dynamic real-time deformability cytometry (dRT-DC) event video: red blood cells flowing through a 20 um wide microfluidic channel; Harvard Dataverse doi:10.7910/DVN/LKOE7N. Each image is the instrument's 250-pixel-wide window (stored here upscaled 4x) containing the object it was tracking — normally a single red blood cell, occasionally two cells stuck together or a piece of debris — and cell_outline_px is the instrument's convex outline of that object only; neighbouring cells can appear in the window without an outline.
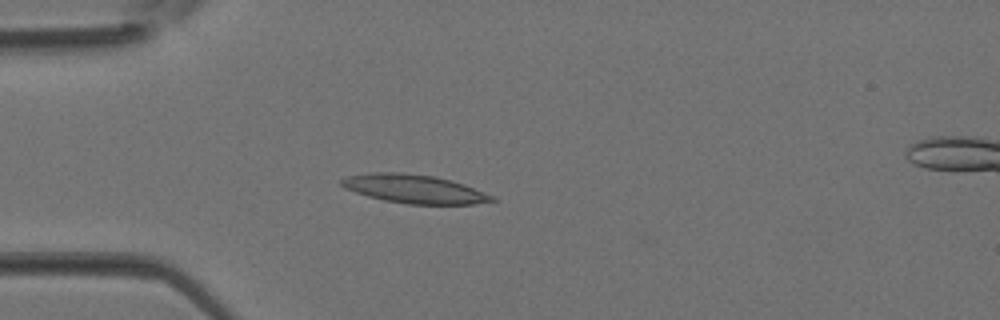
{"species": "Egyptian fruit bat (a non-hibernating species)", "species_latin": "Rousettus aegyptiacus", "temperature_condition": "room temperature", "stored_images_in_passage": 2, "camera_frame_rate_fps": 3000, "um_per_image_px": 0.085, "animal": {"sex": "female"}, "frame": {"image": 1, "passage_image": 2, "time_ms": 0.333, "image_size_px": [1000, 320], "cell_outline_px": [[496, 200], [472, 204], [408, 204], [384, 200], [368, 196], [344, 188], [340, 184], [340, 180], [348, 176], [376, 172], [400, 172], [432, 176], [452, 180], [464, 184], [496, 196]], "centroid_in_image_um": [35.23, 16.06], "position_along_channel_um": 49.8, "area_um2": 24.97}}